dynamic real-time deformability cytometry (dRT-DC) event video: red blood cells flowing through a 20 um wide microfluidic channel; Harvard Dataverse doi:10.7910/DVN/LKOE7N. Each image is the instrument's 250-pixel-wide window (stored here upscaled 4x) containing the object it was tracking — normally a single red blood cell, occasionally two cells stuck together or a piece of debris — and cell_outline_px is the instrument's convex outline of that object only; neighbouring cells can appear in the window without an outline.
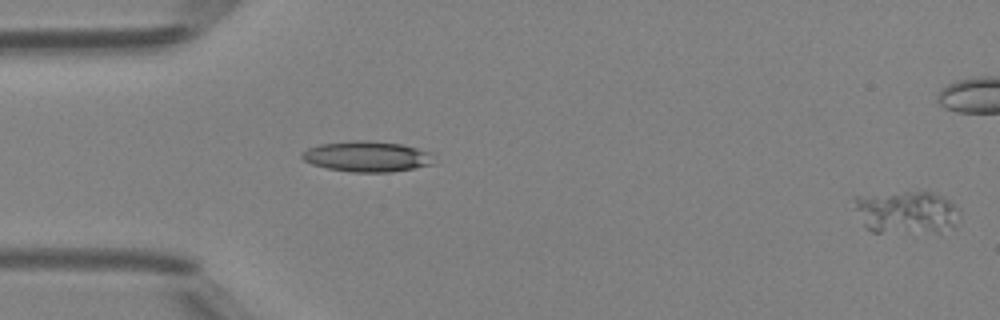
{"species": "Egyptian fruit bat (a non-hibernating species)", "species_latin": "Rousettus aegyptiacus", "temperature_condition": "room temperature", "stored_images_in_passage": 50, "camera_frame_rate_fps": 3000, "um_per_image_px": 0.085, "animal": {"sex": "female"}, "frame": {"image": 1, "passage_image": 1, "time_ms": 0.0, "image_size_px": [1000, 320], "cell_outline_px": [[960, 212], [956, 228], [940, 232], [872, 232], [864, 228], [856, 208], [856, 196], [904, 192], [932, 192], [948, 200], [960, 208]], "centroid_in_image_um": [77.11, 18.07], "position_along_channel_um": 7.9, "area_um2": 26.36}}
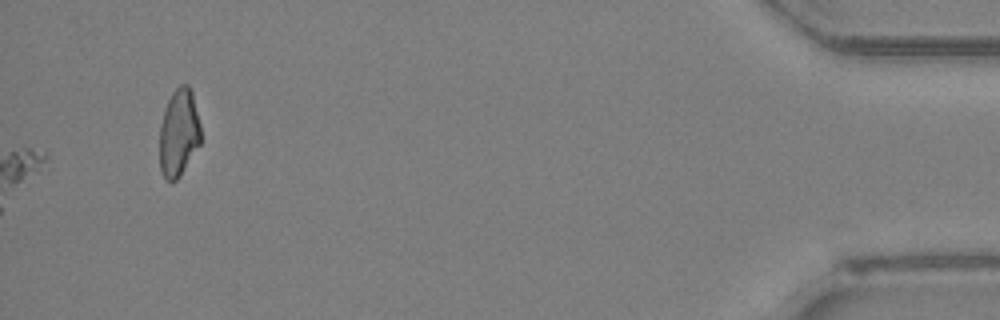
{"frame": {"image": 2, "passage_image": 50, "time_ms": 16.333, "image_size_px": [1000, 320], "cell_outline_px": [[200, 144], [180, 176], [176, 180], [164, 180], [160, 168], [160, 124], [168, 100], [172, 92], [180, 84], [188, 84], [192, 92], [200, 124]], "centroid_in_image_um": [15.19, 11.29], "position_along_channel_um": 420.0, "area_um2": 20.92}}